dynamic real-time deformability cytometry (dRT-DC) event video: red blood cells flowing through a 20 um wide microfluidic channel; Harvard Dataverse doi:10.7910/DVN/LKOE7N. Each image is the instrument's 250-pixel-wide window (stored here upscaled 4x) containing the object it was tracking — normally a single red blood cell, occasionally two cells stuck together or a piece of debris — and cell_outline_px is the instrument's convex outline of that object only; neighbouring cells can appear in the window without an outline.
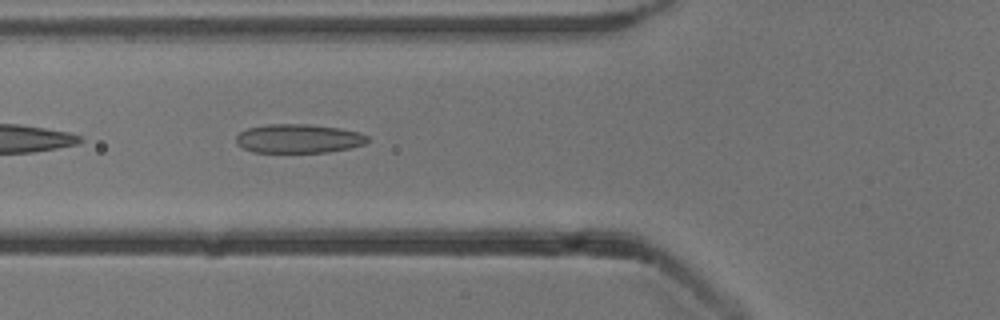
{"species": "common noctule bat (a hibernating species)", "species_latin": "Nyctalus noctula", "temperature_condition": "cold", "stored_images_in_passage": 23, "camera_frame_rate_fps": 3000, "um_per_image_px": 0.085, "animal": {"sex": "male", "body_mass_g": 13.3}, "frame": {"image": 1, "passage_image": 4, "time_ms": 1.0, "image_size_px": [1000, 320], "cell_outline_px": [[368, 140], [364, 144], [352, 148], [328, 152], [252, 152], [236, 144], [236, 136], [240, 132], [248, 128], [268, 124], [308, 124], [340, 128], [360, 132], [368, 136]], "centroid_in_image_um": [25.39, 11.78], "position_along_channel_um": 100.4, "area_um2": 22.25}}
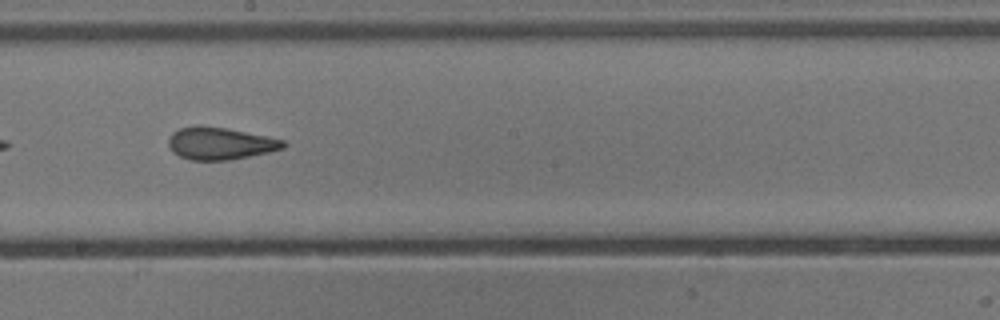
{"frame": {"image": 2, "passage_image": 14, "time_ms": 4.333, "image_size_px": [1000, 320], "cell_outline_px": [[288, 144], [284, 148], [268, 152], [232, 160], [192, 160], [180, 156], [172, 152], [168, 144], [168, 136], [172, 132], [180, 128], [224, 128], [268, 136], [284, 140]], "centroid_in_image_um": [18.74, 12.23], "position_along_channel_um": 229.5, "area_um2": 21.15}}
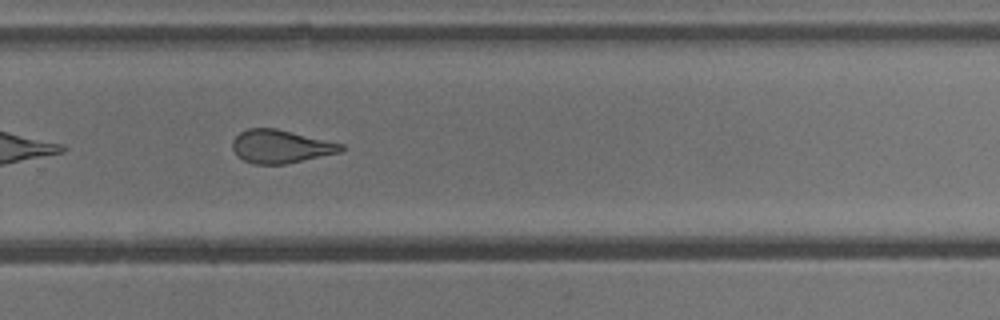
{"frame": {"image": 3, "passage_image": 20, "time_ms": 6.333, "image_size_px": [1000, 320], "cell_outline_px": [[344, 148], [340, 152], [284, 164], [256, 164], [244, 160], [236, 156], [232, 148], [232, 140], [240, 132], [248, 128], [276, 128], [344, 144]], "centroid_in_image_um": [23.82, 12.44], "position_along_channel_um": 306.0, "area_um2": 20.92}}